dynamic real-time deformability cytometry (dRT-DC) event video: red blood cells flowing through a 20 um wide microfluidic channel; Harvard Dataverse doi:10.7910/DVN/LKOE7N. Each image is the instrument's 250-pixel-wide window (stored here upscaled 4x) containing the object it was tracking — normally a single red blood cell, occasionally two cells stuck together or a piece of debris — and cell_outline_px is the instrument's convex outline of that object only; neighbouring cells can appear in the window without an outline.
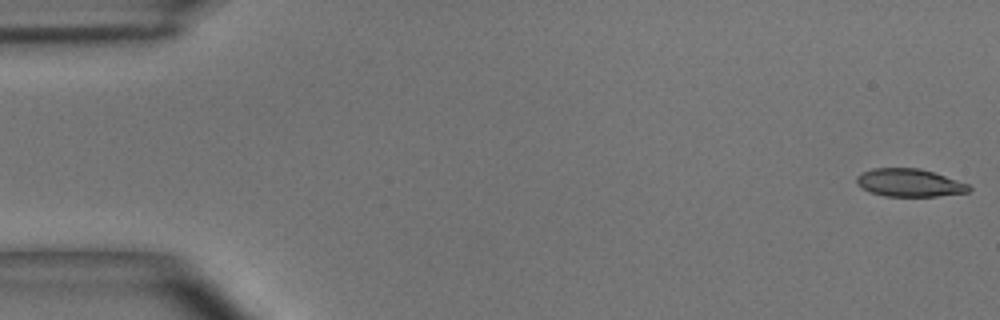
{"species": "common noctule bat (a hibernating species)", "species_latin": "Nyctalus noctula", "temperature_condition": "room temperature", "stored_images_in_passage": 50, "camera_frame_rate_fps": 3000, "um_per_image_px": 0.085, "animal": {"sex": "male", "body_mass_g": 15.6}, "frame": {"image": 1, "passage_image": 1, "time_ms": 0.0, "image_size_px": [1000, 320], "cell_outline_px": [[972, 188], [968, 192], [936, 196], [884, 196], [860, 188], [856, 184], [856, 176], [872, 168], [920, 168], [968, 184]], "centroid_in_image_um": [77.26, 15.53], "position_along_channel_um": 7.7, "area_um2": 18.09}}
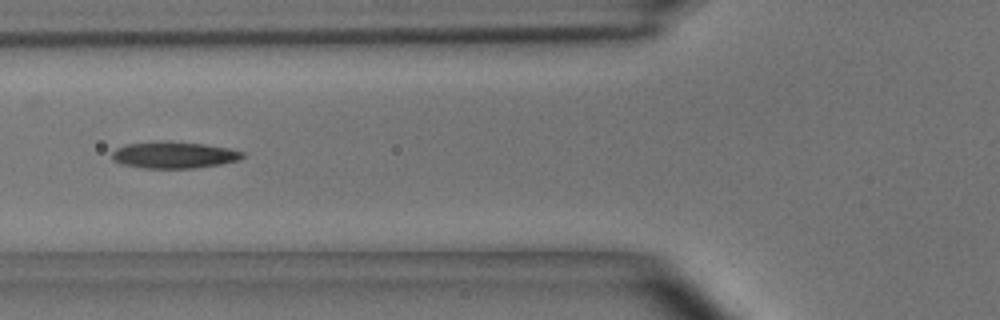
{"frame": {"image": 2, "passage_image": 19, "time_ms": 6.0, "image_size_px": [1000, 320], "cell_outline_px": [[244, 156], [240, 160], [220, 164], [196, 168], [144, 168], [120, 164], [112, 160], [112, 152], [116, 148], [124, 144], [164, 140], [172, 140], [204, 144], [228, 148], [244, 152]], "centroid_in_image_um": [14.76, 13.16], "position_along_channel_um": 111.0, "area_um2": 20.63}}
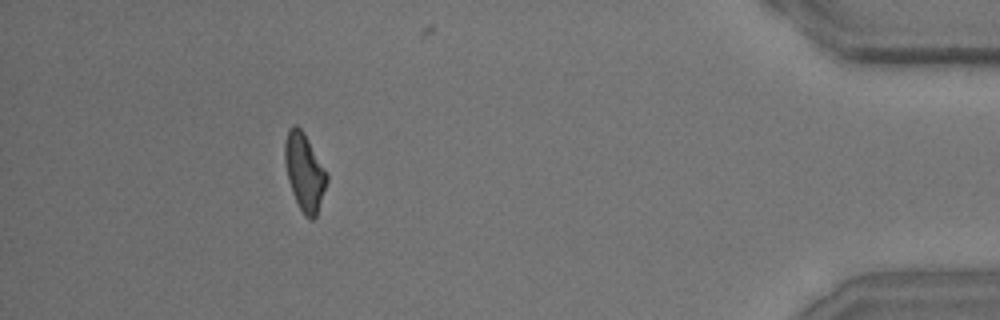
{"frame": {"image": 3, "passage_image": 46, "time_ms": 15.0, "image_size_px": [1000, 320], "cell_outline_px": [[328, 180], [316, 216], [312, 220], [304, 216], [292, 192], [288, 180], [284, 160], [284, 144], [288, 128], [292, 124], [296, 124], [304, 132], [324, 168], [328, 176]], "centroid_in_image_um": [25.86, 14.59], "position_along_channel_um": 409.3, "area_um2": 18.84}, "authors_computed_cell_mechanics": {"area_um2": 19.2474, "velocity_mm_per_s": 3.9371, "shape_relaxation_time_tau1_ms": 5.9217, "shape_relaxation_time_tau2_ms": 2.307, "deformation_change_tau1": 0.1847, "deformation_change_tau2": 0.1036}}